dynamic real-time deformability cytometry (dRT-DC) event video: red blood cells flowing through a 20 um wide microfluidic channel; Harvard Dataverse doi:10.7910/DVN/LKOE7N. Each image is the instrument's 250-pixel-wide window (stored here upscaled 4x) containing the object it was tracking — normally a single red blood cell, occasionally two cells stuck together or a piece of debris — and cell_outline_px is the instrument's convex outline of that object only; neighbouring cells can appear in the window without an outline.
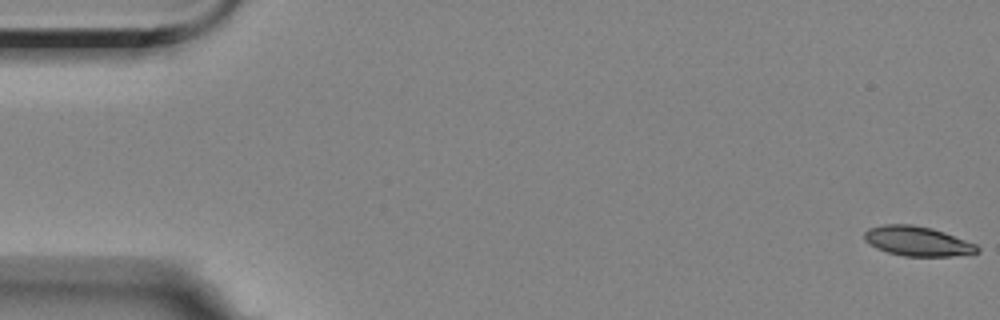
{"species": "Egyptian fruit bat (a non-hibernating species)", "species_latin": "Rousettus aegyptiacus", "temperature_condition": "room temperature", "stored_images_in_passage": 57, "camera_frame_rate_fps": 3000, "um_per_image_px": 0.085, "animal": {"sex": "female"}, "frame": {"image": 1, "passage_image": 1, "time_ms": 0.0, "image_size_px": [1000, 320], "cell_outline_px": [[980, 252], [972, 256], [904, 256], [888, 252], [876, 248], [864, 240], [864, 232], [868, 228], [884, 224], [912, 224], [932, 228], [944, 232], [976, 244], [980, 248]], "centroid_in_image_um": [78.03, 20.51], "position_along_channel_um": 7.0, "area_um2": 19.83}}
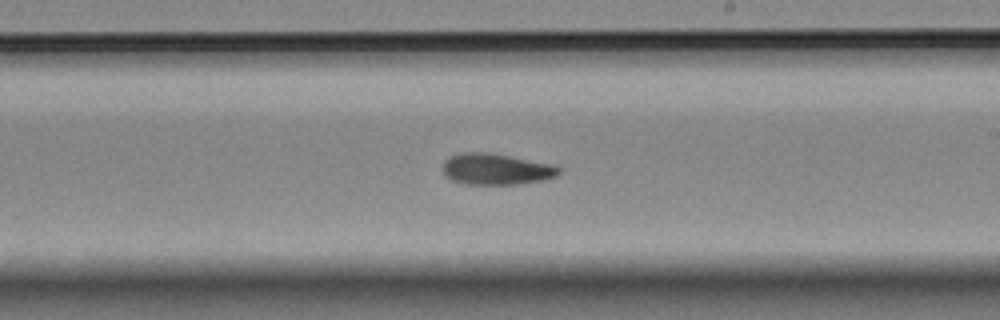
{"frame": {"image": 2, "passage_image": 33, "time_ms": 10.667, "image_size_px": [1000, 320], "cell_outline_px": [[560, 172], [556, 176], [544, 180], [520, 184], [464, 184], [452, 180], [444, 176], [444, 160], [448, 156], [460, 152], [488, 152], [556, 164], [560, 168]], "centroid_in_image_um": [42.18, 14.37], "position_along_channel_um": 246.8, "area_um2": 21.44}}
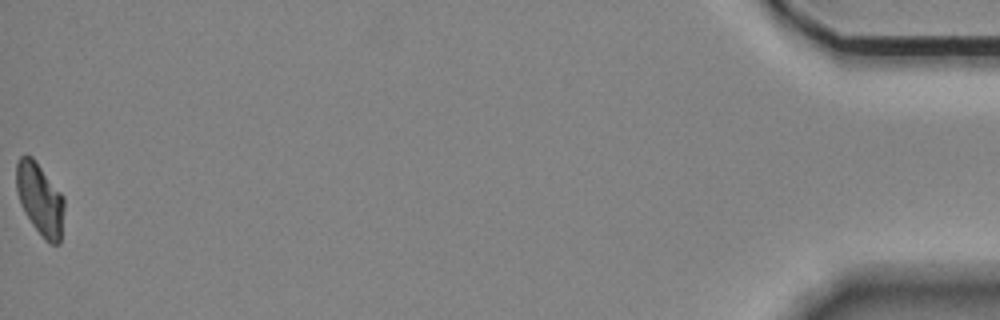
{"frame": {"image": 3, "passage_image": 57, "time_ms": 18.667, "image_size_px": [1000, 320], "cell_outline_px": [[64, 208], [60, 244], [52, 244], [32, 224], [24, 212], [20, 204], [16, 188], [16, 160], [20, 156], [32, 156], [64, 196]], "centroid_in_image_um": [3.39, 16.89], "position_along_channel_um": 431.8, "area_um2": 19.94}, "authors_computed_cell_mechanics": {"area_um2": 20.519, "velocity_mm_per_s": 3.5324, "shape_relaxation_time_tau1_ms": 6.198, "shape_relaxation_time_tau2_ms": 6.507, "deformation_change_tau1": 0.1742, "deformation_change_tau2": 0.1344}}